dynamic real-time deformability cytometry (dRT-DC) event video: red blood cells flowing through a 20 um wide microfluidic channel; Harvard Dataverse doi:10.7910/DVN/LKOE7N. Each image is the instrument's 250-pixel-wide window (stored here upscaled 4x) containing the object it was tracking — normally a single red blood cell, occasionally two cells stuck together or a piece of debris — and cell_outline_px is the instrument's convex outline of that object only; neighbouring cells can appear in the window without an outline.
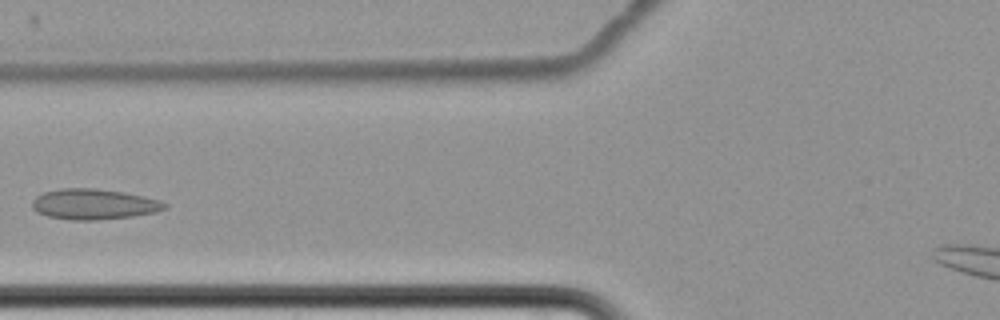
{"species": "common noctule bat (a hibernating species)", "species_latin": "Nyctalus noctula", "temperature_condition": "cold", "stored_images_in_passage": 8, "camera_frame_rate_fps": 3000, "um_per_image_px": 0.085, "animal": {"sex": "female", "body_mass_g": 22.7, "forearm_length_mm": 54.2}, "frame": {"image": 1, "passage_image": 7, "time_ms": 7.333, "image_size_px": [1000, 320], "cell_outline_px": [[168, 208], [156, 212], [132, 216], [96, 220], [72, 220], [48, 216], [32, 208], [32, 200], [36, 196], [44, 192], [60, 188], [96, 188], [124, 192], [144, 196], [160, 200], [168, 204]], "centroid_in_image_um": [8.01, 17.35], "position_along_channel_um": 117.8, "area_um2": 23.64}}
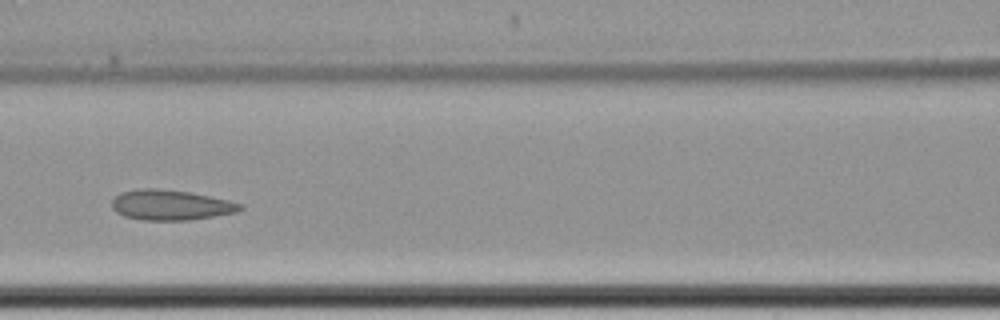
{"frame": {"image": 2, "passage_image": 8, "time_ms": 8.333, "image_size_px": [1000, 320], "cell_outline_px": [[244, 208], [236, 212], [216, 216], [188, 220], [140, 220], [124, 216], [116, 212], [112, 208], [112, 200], [120, 192], [136, 188], [156, 188], [192, 192], [228, 200], [244, 204]], "centroid_in_image_um": [14.51, 17.42], "position_along_channel_um": 152.1, "area_um2": 22.89}}